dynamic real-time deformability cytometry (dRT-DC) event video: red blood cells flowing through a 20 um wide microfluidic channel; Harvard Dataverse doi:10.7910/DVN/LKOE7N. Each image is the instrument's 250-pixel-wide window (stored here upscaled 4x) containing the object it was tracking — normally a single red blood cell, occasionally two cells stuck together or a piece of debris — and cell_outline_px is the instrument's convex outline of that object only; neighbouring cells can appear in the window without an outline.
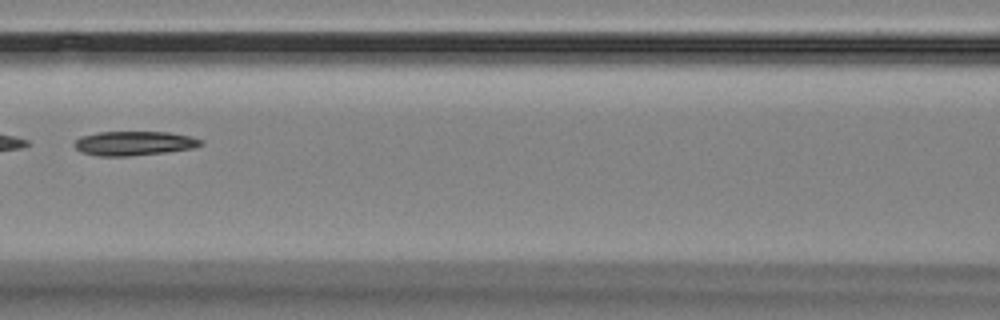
{"species": "Egyptian fruit bat (a non-hibernating species)", "species_latin": "Rousettus aegyptiacus", "temperature_condition": "room temperature", "stored_images_in_passage": 6, "camera_frame_rate_fps": 3000, "um_per_image_px": 0.085, "animal": {"sex": "female"}, "frame": {"image": 1, "passage_image": 4, "time_ms": 3.333, "image_size_px": [1000, 320], "cell_outline_px": [[204, 144], [192, 148], [164, 152], [128, 156], [100, 156], [80, 152], [72, 144], [80, 136], [100, 132], [168, 132], [192, 136], [204, 140]], "centroid_in_image_um": [11.4, 12.17], "position_along_channel_um": 155.2, "area_um2": 17.92}}
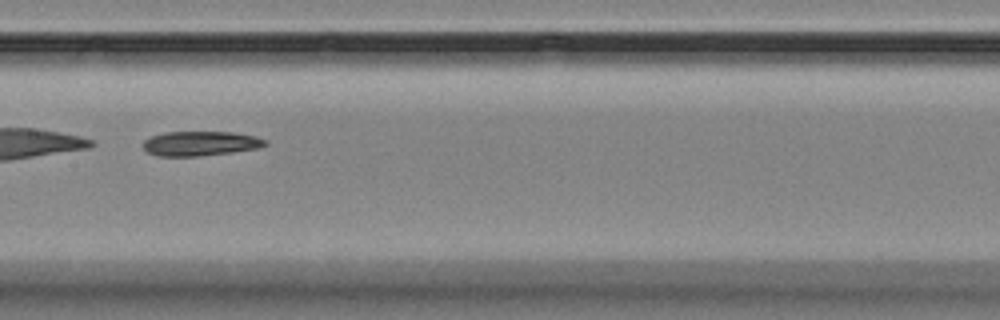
{"frame": {"image": 2, "passage_image": 5, "time_ms": 4.333, "image_size_px": [1000, 320], "cell_outline_px": [[268, 144], [256, 148], [232, 152], [200, 156], [156, 156], [148, 152], [144, 148], [144, 140], [148, 136], [164, 132], [232, 132], [256, 136], [268, 140]], "centroid_in_image_um": [17.02, 12.19], "position_along_channel_um": 190.4, "area_um2": 17.57}}
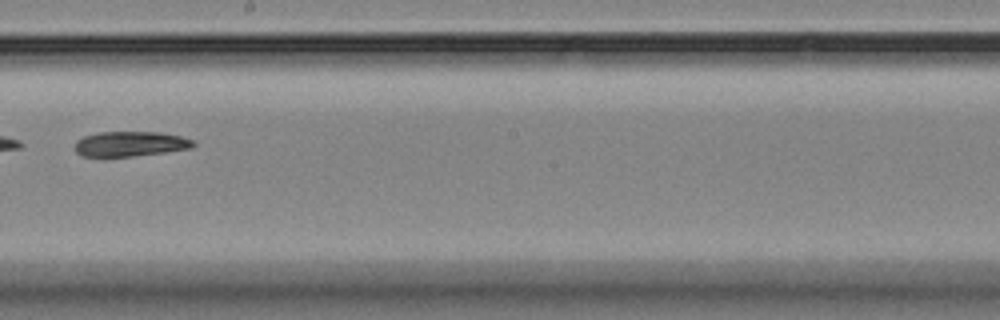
{"frame": {"image": 3, "passage_image": 6, "time_ms": 5.667, "image_size_px": [1000, 320], "cell_outline_px": [[196, 144], [192, 148], [164, 152], [132, 156], [80, 156], [72, 148], [76, 140], [84, 136], [96, 132], [160, 132], [180, 136], [192, 140]], "centroid_in_image_um": [11.02, 12.22], "position_along_channel_um": 237.2, "area_um2": 17.34}}